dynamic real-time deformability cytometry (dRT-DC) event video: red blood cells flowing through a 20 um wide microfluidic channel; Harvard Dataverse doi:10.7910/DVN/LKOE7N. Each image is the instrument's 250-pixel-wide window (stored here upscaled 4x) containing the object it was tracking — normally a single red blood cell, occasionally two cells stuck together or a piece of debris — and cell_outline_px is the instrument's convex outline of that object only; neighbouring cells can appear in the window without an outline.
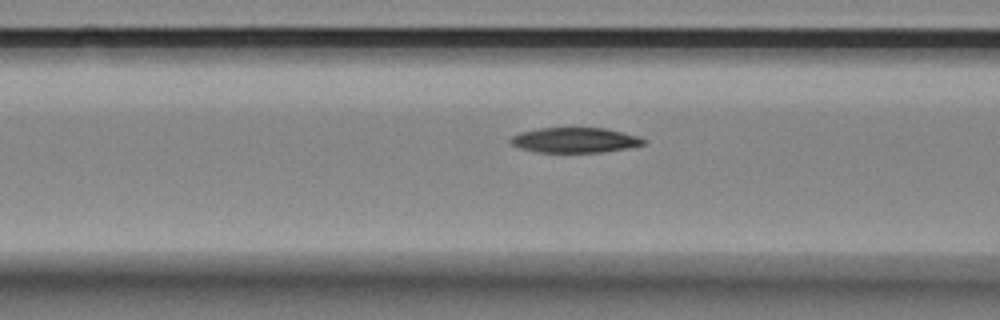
{"species": "Egyptian fruit bat (a non-hibernating species)", "species_latin": "Rousettus aegyptiacus", "temperature_condition": "room temperature", "stored_images_in_passage": 8, "camera_frame_rate_fps": 3000, "um_per_image_px": 0.085, "animal": {"sex": "female"}, "frame": {"image": 1, "passage_image": 8, "time_ms": 2.333, "image_size_px": [1000, 320], "cell_outline_px": [[648, 140], [644, 144], [628, 148], [604, 152], [536, 152], [520, 148], [512, 144], [508, 140], [512, 136], [520, 132], [540, 128], [604, 128], [640, 136]], "centroid_in_image_um": [48.89, 11.91], "position_along_channel_um": 117.7, "area_um2": 19.54}}